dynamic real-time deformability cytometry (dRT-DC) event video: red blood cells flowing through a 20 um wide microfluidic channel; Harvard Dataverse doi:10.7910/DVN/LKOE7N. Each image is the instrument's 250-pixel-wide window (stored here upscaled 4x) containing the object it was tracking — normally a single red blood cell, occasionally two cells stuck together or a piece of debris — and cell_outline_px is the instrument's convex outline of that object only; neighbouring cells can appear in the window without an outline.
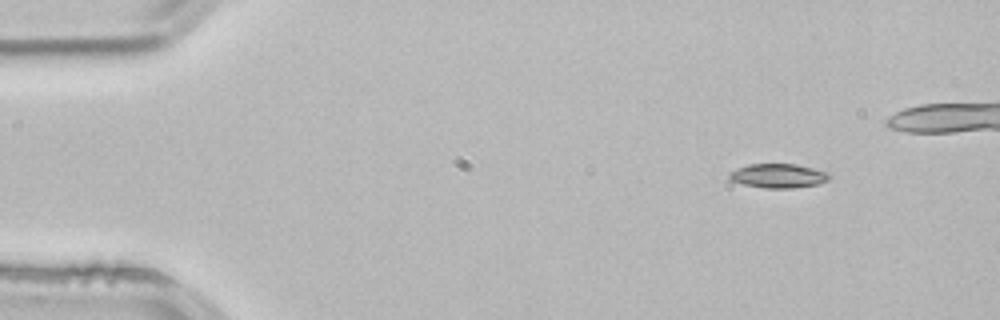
{"species": "common noctule bat (a hibernating species)", "species_latin": "Nyctalus noctula", "temperature_condition": "room temperature", "stored_images_in_passage": 3, "segment_of_instrument_passage": [2, 2], "camera_frame_rate_fps": 3000, "um_per_image_px": 0.085, "animal": {"sex": "male", "body_mass_g": 21.5, "forearm_length_mm": 52.0}, "frame": {"image": 1, "passage_image": 3, "time_ms": 0.667, "image_size_px": [1000, 320], "cell_outline_px": [[832, 176], [828, 180], [820, 184], [792, 188], [764, 188], [744, 184], [732, 180], [728, 176], [728, 172], [736, 168], [748, 164], [796, 164], [828, 172]], "centroid_in_image_um": [66.17, 14.94], "position_along_channel_um": 18.8, "area_um2": 14.16}}